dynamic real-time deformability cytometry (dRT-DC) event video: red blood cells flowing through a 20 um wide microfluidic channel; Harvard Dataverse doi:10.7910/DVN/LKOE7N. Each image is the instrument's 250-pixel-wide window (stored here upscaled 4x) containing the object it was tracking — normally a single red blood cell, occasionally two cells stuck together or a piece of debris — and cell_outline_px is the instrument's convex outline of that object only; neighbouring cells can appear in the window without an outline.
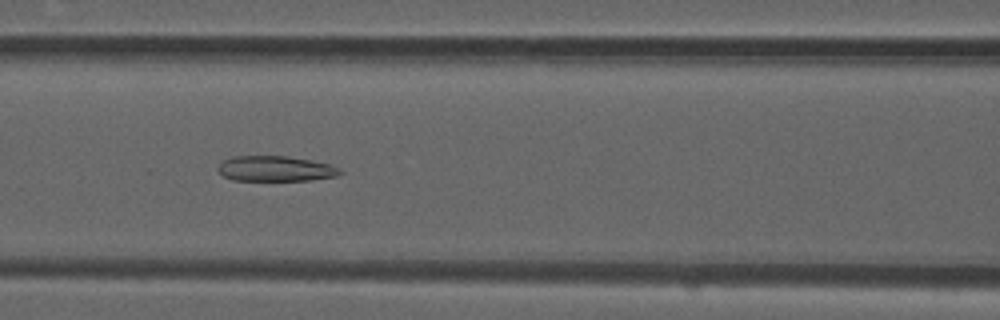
{"species": "common noctule bat (a hibernating species)", "species_latin": "Nyctalus noctula", "temperature_condition": "room temperature", "stored_images_in_passage": 34, "camera_frame_rate_fps": 3000, "um_per_image_px": 0.085, "animal": {"sex": "male", "forearm_length_mm": 52.5}, "frame": {"image": 1, "passage_image": 10, "time_ms": 3.0, "image_size_px": [1000, 320], "cell_outline_px": [[344, 172], [336, 176], [312, 180], [232, 180], [224, 176], [216, 168], [224, 160], [232, 156], [288, 156], [312, 160], [328, 164], [340, 168]], "centroid_in_image_um": [23.43, 14.33], "position_along_channel_um": 143.2, "area_um2": 18.03}}
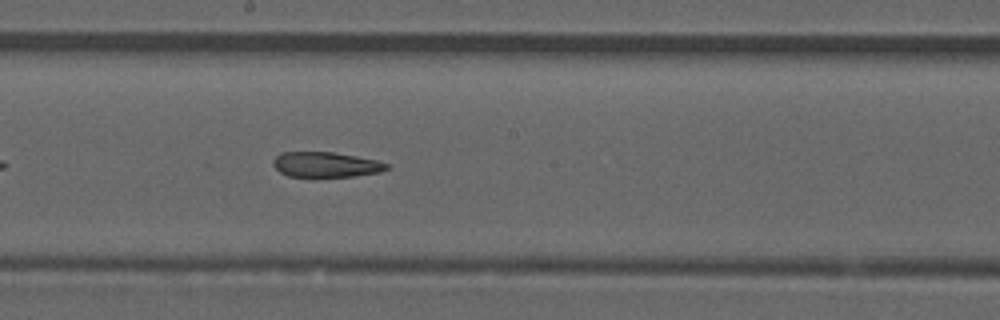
{"frame": {"image": 2, "passage_image": 16, "time_ms": 5.0, "image_size_px": [1000, 320], "cell_outline_px": [[392, 168], [380, 172], [352, 176], [288, 176], [280, 172], [272, 164], [272, 160], [280, 152], [332, 152], [356, 156], [376, 160], [392, 164]], "centroid_in_image_um": [27.73, 13.98], "position_along_channel_um": 220.5, "area_um2": 16.7}}
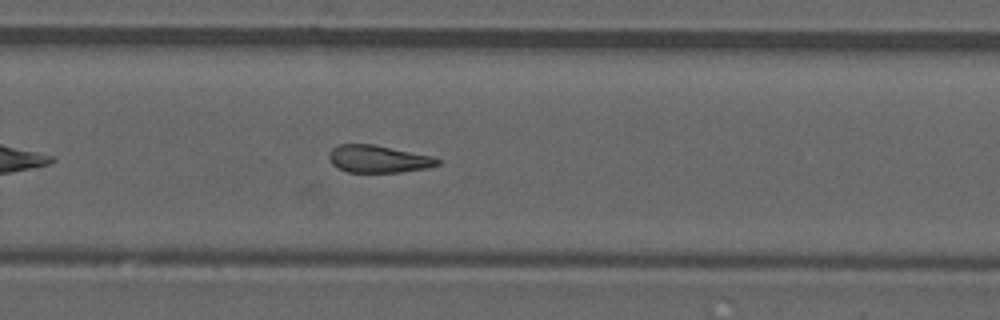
{"frame": {"image": 3, "passage_image": 22, "time_ms": 7.0, "image_size_px": [1000, 320], "cell_outline_px": [[440, 164], [428, 168], [400, 172], [348, 172], [332, 164], [328, 156], [332, 148], [340, 144], [372, 144], [432, 156], [440, 160]], "centroid_in_image_um": [32.16, 13.51], "position_along_channel_um": 297.6, "area_um2": 17.17}, "authors_computed_cell_mechanics": {"area_um2": 18.1492, "velocity_mm_per_s": 3.8746, "shape_relaxation_time_tau1_ms": null, "shape_relaxation_time_tau2_ms": 4.7988, "deformation_change_tau1": null, "deformation_change_tau2": 0.1415}}